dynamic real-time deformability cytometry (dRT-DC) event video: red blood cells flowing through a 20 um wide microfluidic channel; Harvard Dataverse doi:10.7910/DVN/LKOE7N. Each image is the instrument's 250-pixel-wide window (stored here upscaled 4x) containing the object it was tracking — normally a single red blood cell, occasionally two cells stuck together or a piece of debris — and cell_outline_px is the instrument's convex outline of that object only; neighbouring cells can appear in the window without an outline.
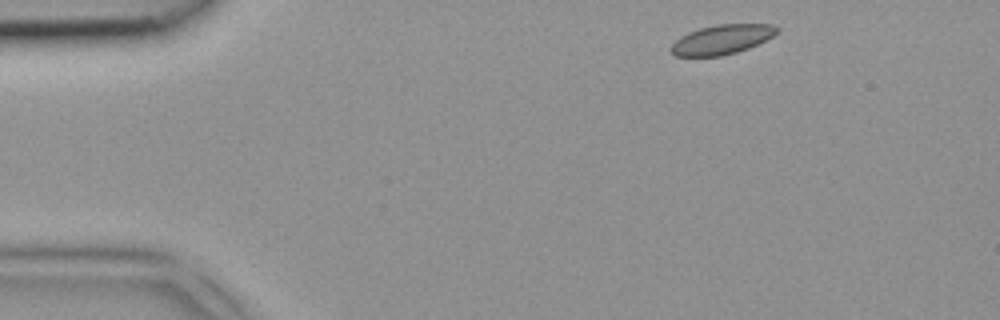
{"species": "common noctule bat (a hibernating species)", "species_latin": "Nyctalus noctula", "temperature_condition": "room temperature", "stored_images_in_passage": 3, "camera_frame_rate_fps": 3000, "um_per_image_px": 0.085, "animal": {"sex": "female", "body_mass_g": 18.4}, "frame": {"image": 1, "passage_image": 1, "time_ms": 0.0, "image_size_px": [1000, 320], "cell_outline_px": [[780, 28], [772, 36], [748, 48], [736, 52], [720, 56], [676, 56], [668, 48], [680, 36], [688, 32], [700, 28], [716, 24], [772, 24]], "centroid_in_image_um": [61.32, 3.35], "position_along_channel_um": 23.7, "area_um2": 18.09}}
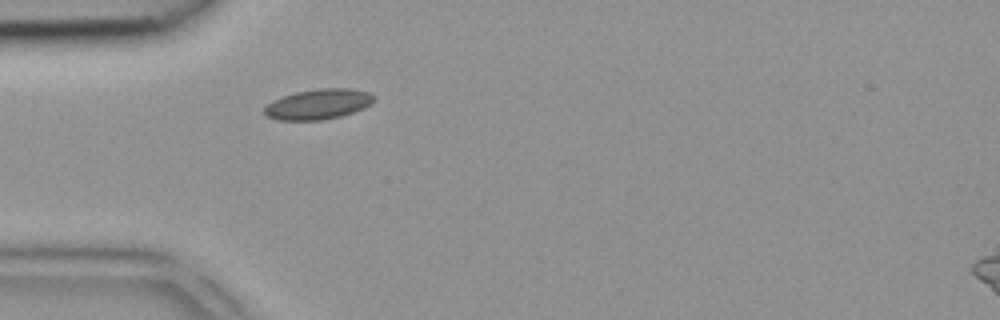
{"frame": {"image": 2, "passage_image": 3, "time_ms": 0.667, "image_size_px": [1000, 320], "cell_outline_px": [[376, 100], [364, 108], [340, 116], [320, 120], [276, 120], [264, 116], [264, 108], [272, 100], [296, 92], [320, 88], [352, 88], [368, 92], [376, 96]], "centroid_in_image_um": [27.05, 8.85], "position_along_channel_um": 57.9, "area_um2": 19.42}}